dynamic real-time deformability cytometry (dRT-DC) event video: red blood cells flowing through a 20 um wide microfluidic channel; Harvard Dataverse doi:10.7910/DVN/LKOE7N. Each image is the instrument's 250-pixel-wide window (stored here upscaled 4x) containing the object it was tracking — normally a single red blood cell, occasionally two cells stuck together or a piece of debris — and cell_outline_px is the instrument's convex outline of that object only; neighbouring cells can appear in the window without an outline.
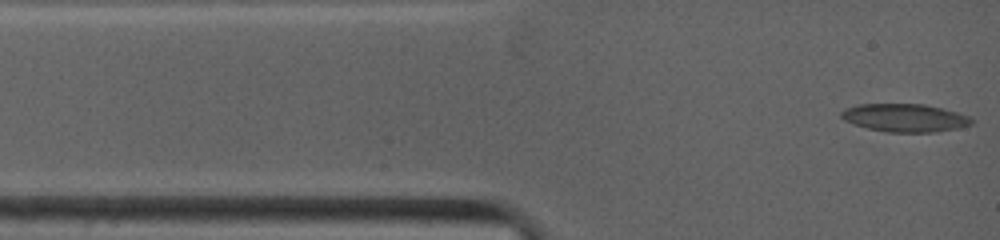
{"species": "common noctule bat (a hibernating species)", "species_latin": "Nyctalus noctula", "temperature_condition": "warm", "stored_images_in_passage": 13, "camera_frame_rate_fps": 4500, "um_per_image_px": 0.085, "animal": {"sex": "female", "body_mass_g": 19.0, "forearm_length_mm": 53.3}, "frame": {"image": 1, "passage_image": 1, "time_ms": 0.0, "image_size_px": [1000, 240], "cell_outline_px": [[976, 120], [972, 124], [956, 128], [936, 132], [888, 132], [868, 128], [844, 120], [840, 116], [840, 112], [844, 108], [860, 104], [924, 104], [956, 112], [968, 116]], "centroid_in_image_um": [76.91, 10.01], "position_along_channel_um": 8.1, "area_um2": 21.15}}
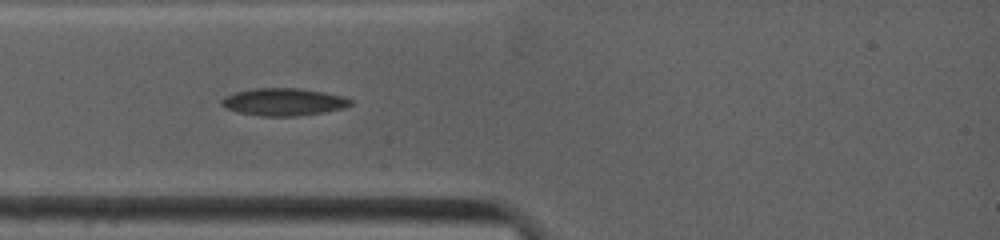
{"frame": {"image": 2, "passage_image": 8, "time_ms": 2.444, "image_size_px": [1000, 240], "cell_outline_px": [[352, 104], [344, 108], [324, 112], [296, 116], [260, 116], [240, 112], [224, 108], [220, 104], [220, 100], [224, 96], [236, 92], [252, 88], [300, 88], [324, 92], [344, 96], [352, 100]], "centroid_in_image_um": [24.09, 8.66], "position_along_channel_um": 60.9, "area_um2": 20.75}}
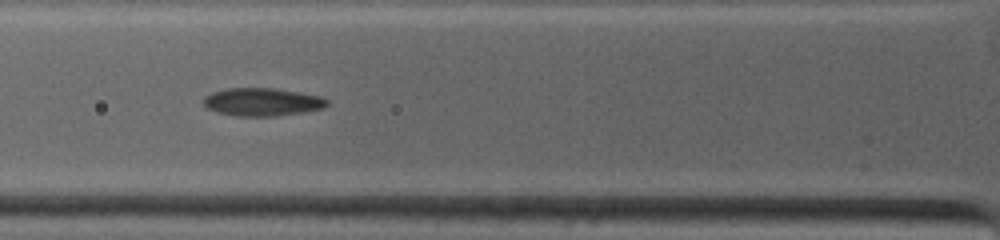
{"frame": {"image": 3, "passage_image": 11, "time_ms": 3.556, "image_size_px": [1000, 240], "cell_outline_px": [[328, 104], [324, 108], [276, 116], [236, 116], [216, 112], [208, 108], [204, 104], [204, 96], [212, 92], [228, 88], [276, 88], [300, 92], [320, 96], [328, 100]], "centroid_in_image_um": [22.28, 8.66], "position_along_channel_um": 103.5, "area_um2": 20.11}}